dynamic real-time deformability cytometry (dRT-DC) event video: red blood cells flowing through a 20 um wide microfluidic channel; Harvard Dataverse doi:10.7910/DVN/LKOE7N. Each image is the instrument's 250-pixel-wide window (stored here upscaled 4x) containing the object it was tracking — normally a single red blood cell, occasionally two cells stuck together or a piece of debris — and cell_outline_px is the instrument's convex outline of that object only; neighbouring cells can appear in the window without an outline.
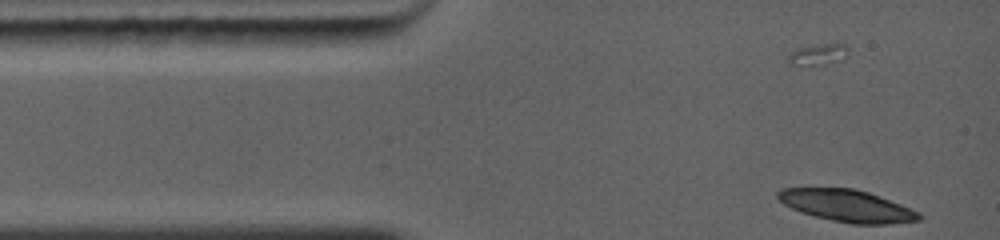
{"species": "common noctule bat (a hibernating species)", "species_latin": "Nyctalus noctula", "temperature_condition": "warm", "stored_images_in_passage": 9, "camera_frame_rate_fps": 5000, "um_per_image_px": 0.085, "animal": {"sex": "female", "body_mass_g": 19.0, "forearm_length_mm": 56.7}, "frame": {"image": 1, "passage_image": 1, "time_ms": 0.0, "image_size_px": [1000, 240], "cell_outline_px": [[924, 216], [920, 220], [888, 224], [852, 224], [812, 216], [792, 208], [784, 204], [776, 196], [776, 192], [780, 188], [856, 188], [880, 196], [920, 212]], "centroid_in_image_um": [72.01, 17.49], "position_along_channel_um": 13.0, "area_um2": 26.41}}